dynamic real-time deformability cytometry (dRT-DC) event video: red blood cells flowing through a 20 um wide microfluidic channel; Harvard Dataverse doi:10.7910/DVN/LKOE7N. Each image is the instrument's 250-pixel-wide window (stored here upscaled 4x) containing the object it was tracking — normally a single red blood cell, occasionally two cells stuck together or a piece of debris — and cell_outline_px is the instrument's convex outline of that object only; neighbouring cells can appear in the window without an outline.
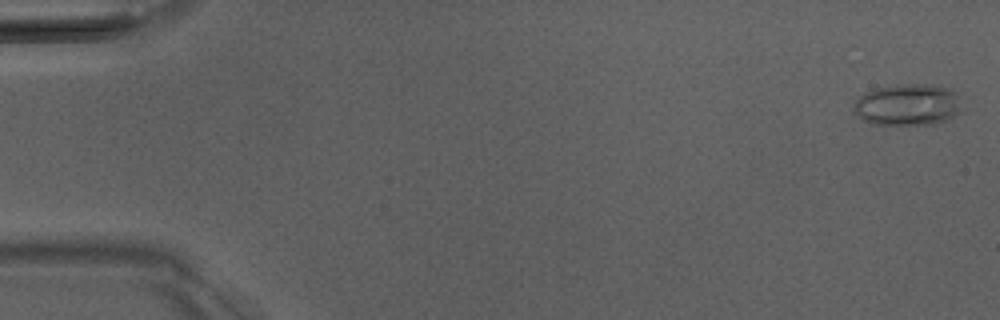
{"species": "Egyptian fruit bat (a non-hibernating species)", "species_latin": "Rousettus aegyptiacus", "temperature_condition": "room temperature", "stored_images_in_passage": 23, "camera_frame_rate_fps": 3000, "um_per_image_px": 0.085, "animal": {"sex": "male"}, "frame": {"image": 1, "passage_image": 1, "time_ms": 0.0, "image_size_px": [1000, 320], "cell_outline_px": [[960, 112], [956, 116], [932, 124], [872, 124], [864, 120], [852, 108], [856, 100], [864, 92], [880, 88], [904, 84], [932, 84], [944, 88], [952, 92]], "centroid_in_image_um": [77.08, 8.91], "position_along_channel_um": 7.9, "area_um2": 25.37}}